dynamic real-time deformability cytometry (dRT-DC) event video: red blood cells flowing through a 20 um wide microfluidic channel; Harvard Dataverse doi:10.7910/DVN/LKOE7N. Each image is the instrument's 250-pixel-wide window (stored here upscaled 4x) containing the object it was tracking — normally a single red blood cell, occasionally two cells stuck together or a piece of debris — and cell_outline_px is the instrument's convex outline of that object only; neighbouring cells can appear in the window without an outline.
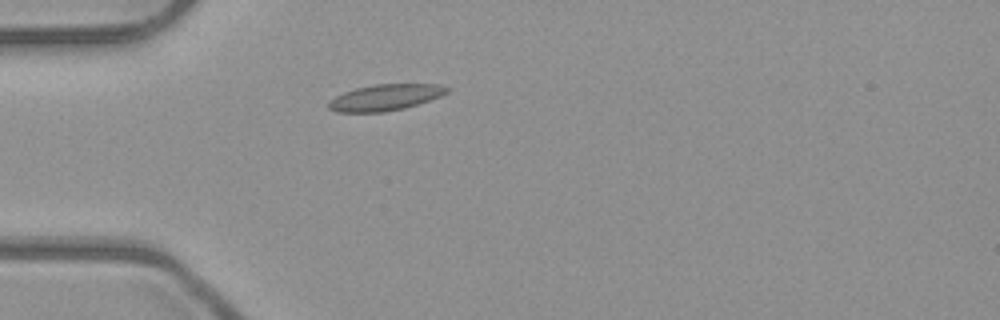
{"species": "common noctule bat (a hibernating species)", "species_latin": "Nyctalus noctula", "temperature_condition": "room temperature", "stored_images_in_passage": 38, "camera_frame_rate_fps": 3000, "um_per_image_px": 0.085, "animal": {"sex": "male", "body_mass_g": 23.1, "forearm_length_mm": 52.7}, "frame": {"image": 1, "passage_image": 1, "time_ms": 0.0, "image_size_px": [1000, 320], "cell_outline_px": [[452, 88], [448, 92], [440, 96], [404, 108], [384, 112], [336, 112], [328, 108], [328, 100], [344, 92], [356, 88], [372, 84], [440, 84]], "centroid_in_image_um": [32.73, 8.27], "position_along_channel_um": 52.3, "area_um2": 18.09}}
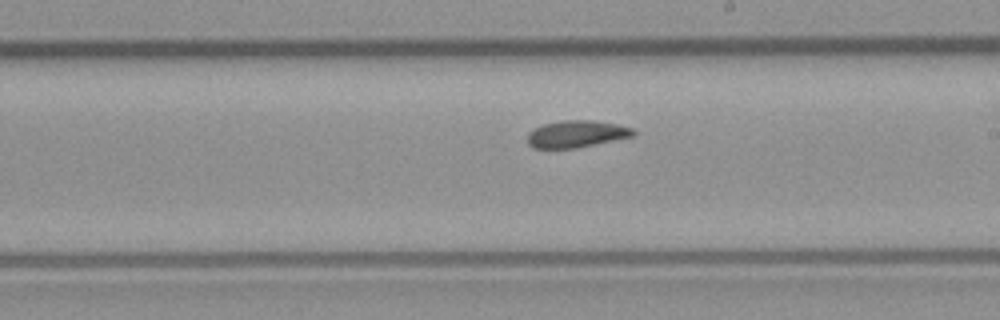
{"frame": {"image": 2, "passage_image": 16, "time_ms": 5.0, "image_size_px": [1000, 320], "cell_outline_px": [[636, 136], [576, 148], [532, 148], [528, 144], [528, 132], [544, 124], [560, 120], [592, 120], [616, 124], [632, 128], [636, 132]], "centroid_in_image_um": [49.02, 11.39], "position_along_channel_um": 240.0, "area_um2": 16.7}}
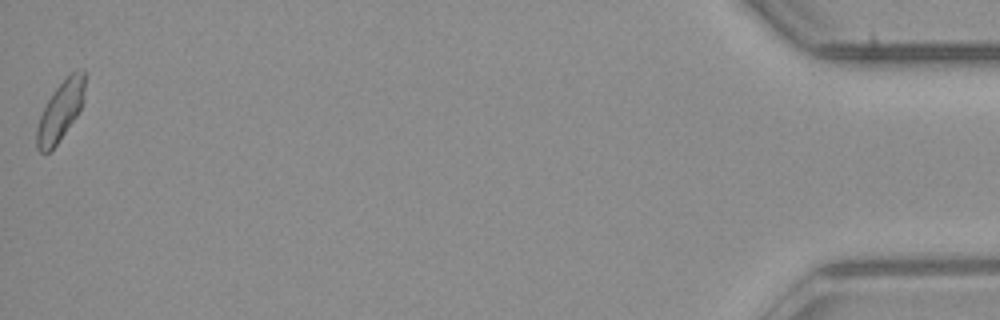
{"frame": {"image": 3, "passage_image": 38, "time_ms": 12.333, "image_size_px": [1000, 320], "cell_outline_px": [[84, 88], [80, 108], [76, 116], [56, 144], [48, 152], [40, 152], [36, 148], [36, 128], [40, 116], [52, 92], [72, 72], [80, 68], [84, 68]], "centroid_in_image_um": [5.1, 9.43], "position_along_channel_um": 430.1, "area_um2": 16.13}, "authors_computed_cell_mechanics": {"area_um2": 16.6753, "velocity_mm_per_s": 3.96, "shape_relaxation_time_tau1_ms": null, "shape_relaxation_time_tau2_ms": 7.6925, "deformation_change_tau1": null, "deformation_change_tau2": 0.1245}}